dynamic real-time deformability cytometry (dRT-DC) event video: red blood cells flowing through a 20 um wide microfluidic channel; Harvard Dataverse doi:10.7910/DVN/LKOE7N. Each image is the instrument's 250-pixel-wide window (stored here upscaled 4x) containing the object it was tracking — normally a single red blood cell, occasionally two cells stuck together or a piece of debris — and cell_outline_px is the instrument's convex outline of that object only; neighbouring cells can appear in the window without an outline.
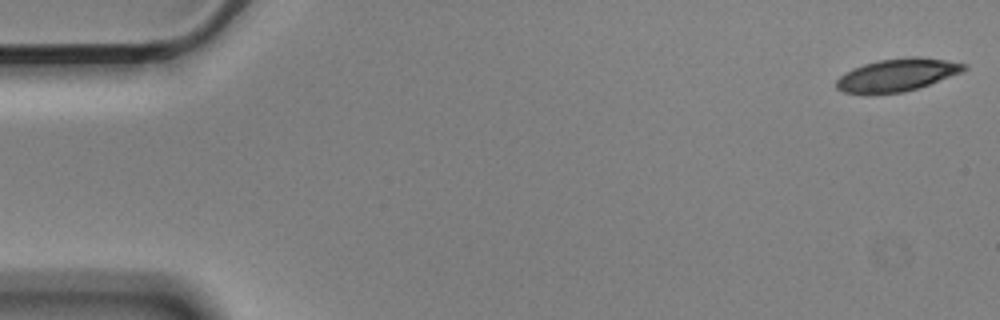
{"species": "Egyptian fruit bat (a non-hibernating species)", "species_latin": "Rousettus aegyptiacus", "temperature_condition": "cold", "stored_images_in_passage": 57, "camera_frame_rate_fps": 3000, "um_per_image_px": 0.085, "animal": {"sex": "male"}, "frame": {"image": 1, "passage_image": 1, "time_ms": 0.0, "image_size_px": [1000, 320], "cell_outline_px": [[968, 68], [960, 72], [928, 84], [904, 92], [844, 92], [836, 88], [836, 80], [840, 76], [852, 68], [864, 64], [880, 60], [908, 56], [920, 56], [968, 64]], "centroid_in_image_um": [76.26, 6.33], "position_along_channel_um": 8.7, "area_um2": 23.64}}
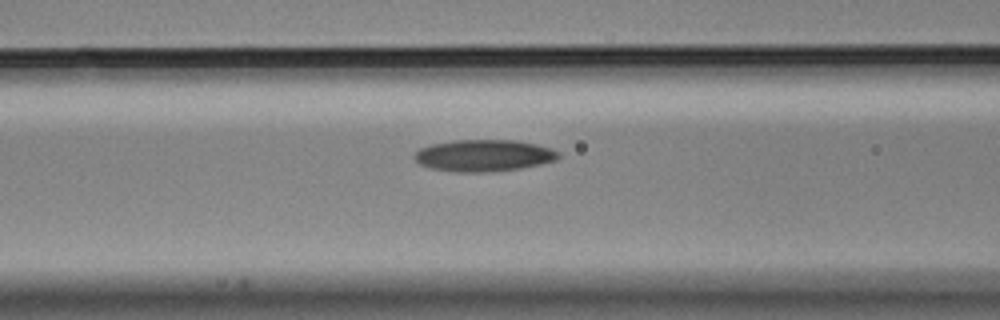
{"frame": {"image": 2, "passage_image": 22, "time_ms": 7.0, "image_size_px": [1000, 320], "cell_outline_px": [[560, 156], [556, 160], [540, 164], [520, 168], [484, 172], [452, 172], [428, 168], [420, 164], [412, 156], [420, 148], [432, 144], [452, 140], [516, 140], [536, 144], [552, 148], [560, 152]], "centroid_in_image_um": [41.11, 13.22], "position_along_channel_um": 125.5, "area_um2": 26.82}}
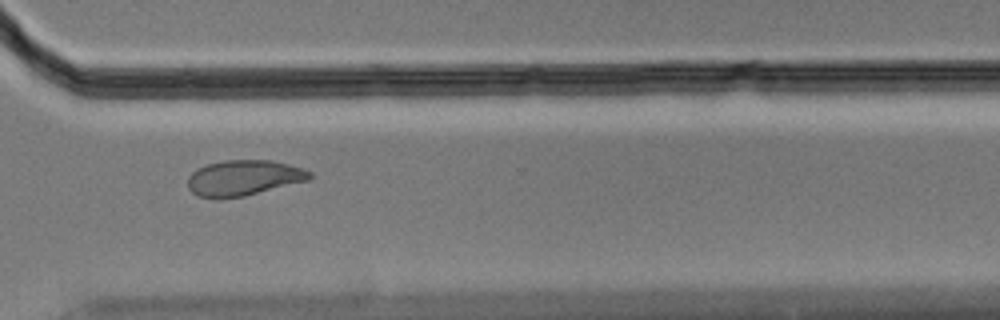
{"frame": {"image": 3, "passage_image": 41, "time_ms": 13.333, "image_size_px": [1000, 320], "cell_outline_px": [[312, 176], [308, 180], [244, 196], [200, 196], [192, 192], [188, 188], [188, 176], [196, 168], [208, 164], [224, 160], [272, 160], [288, 164], [312, 172]], "centroid_in_image_um": [20.71, 15.08], "position_along_channel_um": 349.9, "area_um2": 24.68}}